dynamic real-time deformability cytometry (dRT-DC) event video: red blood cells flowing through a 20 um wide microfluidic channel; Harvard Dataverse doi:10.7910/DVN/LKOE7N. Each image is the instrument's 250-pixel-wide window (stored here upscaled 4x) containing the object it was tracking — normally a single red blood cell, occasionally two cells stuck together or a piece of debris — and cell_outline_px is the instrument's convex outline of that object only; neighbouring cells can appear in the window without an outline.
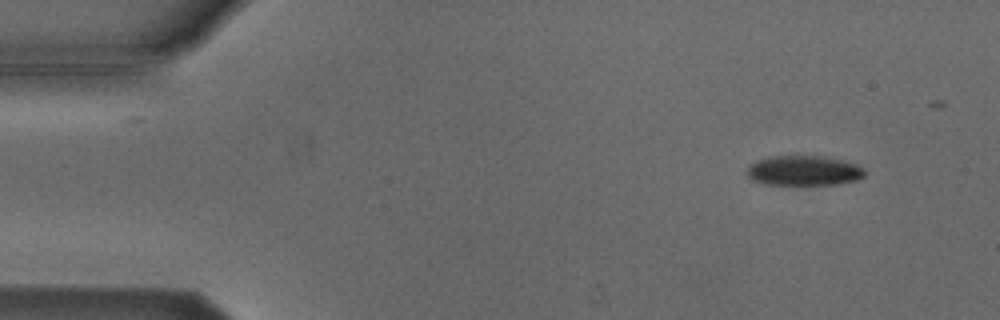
{"species": "Egyptian fruit bat (a non-hibernating species)", "species_latin": "Rousettus aegyptiacus", "temperature_condition": "cold", "stored_images_in_passage": 27, "camera_frame_rate_fps": 3000, "um_per_image_px": 0.085, "animal": {"sex": "male"}, "frame": {"image": 1, "passage_image": 1, "time_ms": 0.0, "image_size_px": [1000, 320], "cell_outline_px": [[864, 176], [856, 180], [836, 184], [768, 184], [752, 180], [744, 172], [748, 164], [764, 156], [824, 156], [844, 160], [856, 164], [864, 168]], "centroid_in_image_um": [68.26, 14.48], "position_along_channel_um": 16.7, "area_um2": 20.75}}
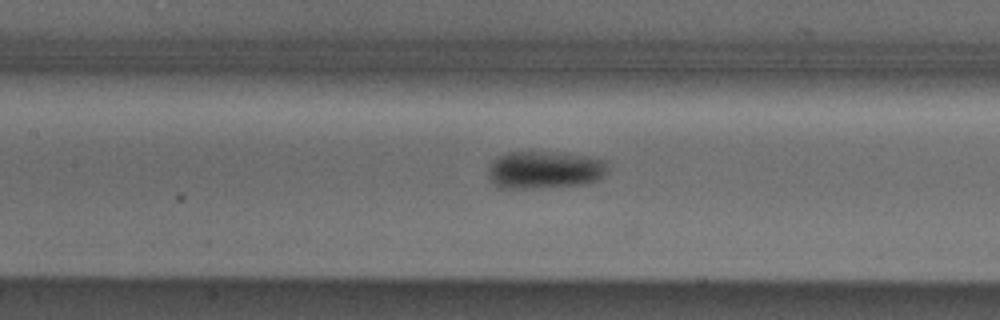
{"frame": {"image": 2, "passage_image": 20, "time_ms": 6.333, "image_size_px": [1000, 320], "cell_outline_px": [[608, 172], [596, 180], [584, 184], [536, 188], [500, 188], [488, 176], [488, 164], [500, 156], [508, 152], [560, 152], [588, 156], [608, 160]], "centroid_in_image_um": [46.33, 14.42], "position_along_channel_um": 161.1, "area_um2": 26.36}}
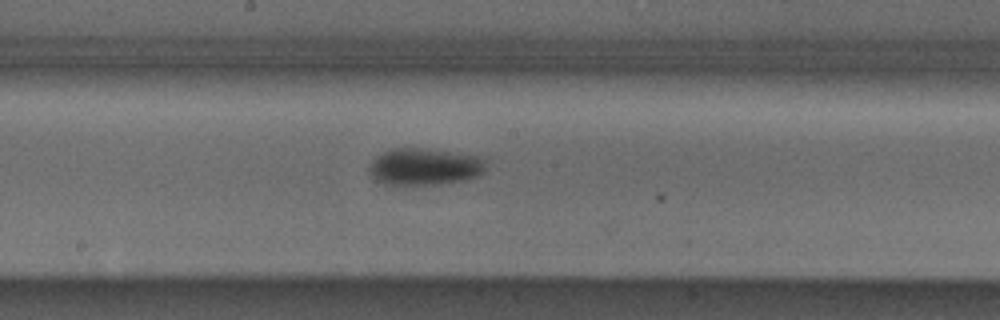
{"frame": {"image": 3, "passage_image": 24, "time_ms": 7.667, "image_size_px": [1000, 320], "cell_outline_px": [[488, 156], [484, 172], [480, 176], [464, 180], [440, 184], [396, 188], [384, 184], [376, 180], [368, 172], [368, 168], [372, 160], [376, 156], [392, 148], [428, 148]], "centroid_in_image_um": [36.12, 14.19], "position_along_channel_um": 212.1, "area_um2": 26.59}}